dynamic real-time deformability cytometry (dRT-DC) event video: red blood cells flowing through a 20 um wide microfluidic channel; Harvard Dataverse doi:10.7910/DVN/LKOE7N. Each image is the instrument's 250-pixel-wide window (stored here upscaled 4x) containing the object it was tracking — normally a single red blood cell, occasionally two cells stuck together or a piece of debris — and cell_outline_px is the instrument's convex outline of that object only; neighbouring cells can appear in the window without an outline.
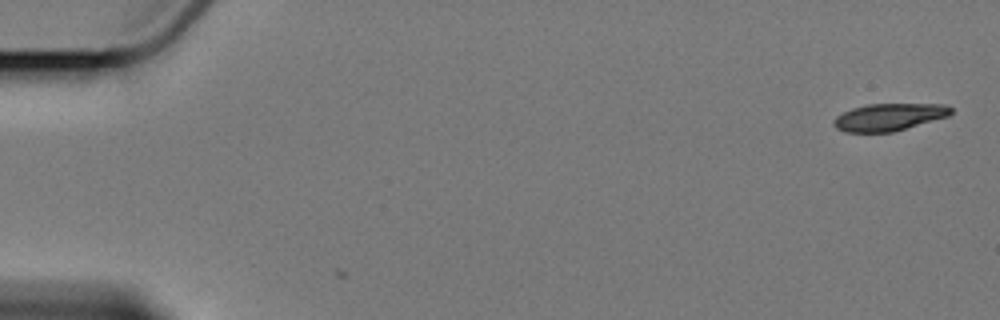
{"species": "Egyptian fruit bat (a non-hibernating species)", "species_latin": "Rousettus aegyptiacus", "temperature_condition": "cold", "stored_images_in_passage": 6, "camera_frame_rate_fps": 3000, "um_per_image_px": 0.085, "animal": {"sex": "female"}, "frame": {"image": 1, "passage_image": 1, "time_ms": 0.0, "image_size_px": [1000, 320], "cell_outline_px": [[952, 112], [948, 116], [892, 132], [844, 132], [836, 128], [832, 124], [832, 120], [836, 116], [852, 108], [868, 104], [944, 104], [952, 108]], "centroid_in_image_um": [75.53, 9.95], "position_along_channel_um": 9.5, "area_um2": 18.55}}
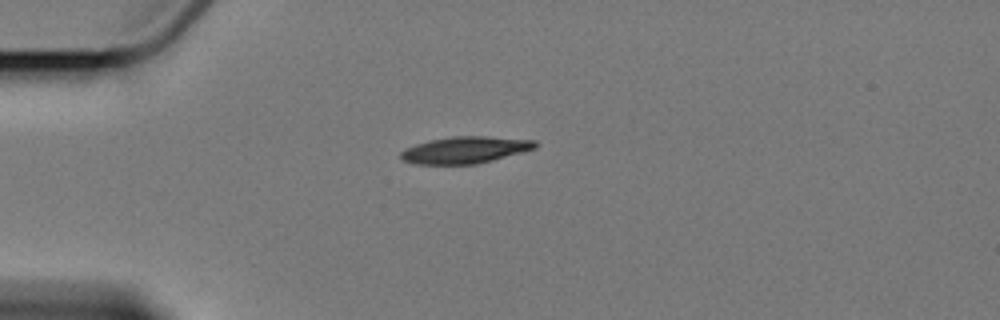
{"frame": {"image": 2, "passage_image": 4, "time_ms": 4.667, "image_size_px": [1000, 320], "cell_outline_px": [[540, 144], [536, 148], [524, 152], [476, 164], [416, 164], [404, 160], [400, 156], [400, 152], [404, 148], [428, 140], [452, 136], [484, 136], [536, 140]], "centroid_in_image_um": [39.56, 12.73], "position_along_channel_um": 45.4, "area_um2": 21.1}}
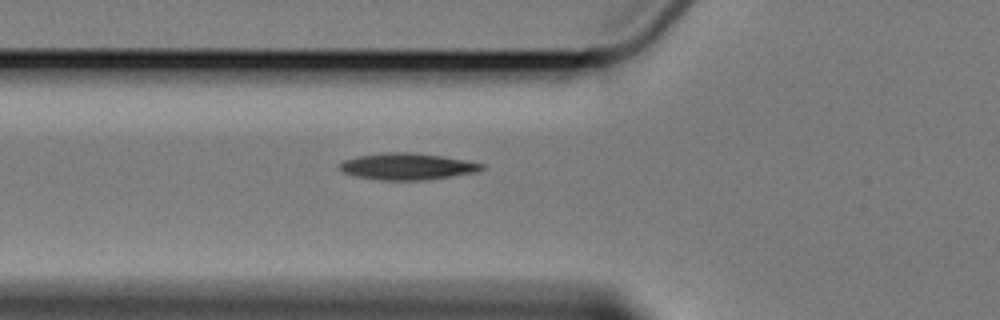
{"frame": {"image": 3, "passage_image": 6, "time_ms": 6.667, "image_size_px": [1000, 320], "cell_outline_px": [[484, 168], [476, 172], [452, 176], [424, 180], [380, 180], [356, 176], [344, 172], [340, 168], [340, 164], [344, 160], [356, 156], [388, 152], [412, 152], [440, 156], [464, 160], [484, 164]], "centroid_in_image_um": [34.61, 14.15], "position_along_channel_um": 91.2, "area_um2": 21.79}}